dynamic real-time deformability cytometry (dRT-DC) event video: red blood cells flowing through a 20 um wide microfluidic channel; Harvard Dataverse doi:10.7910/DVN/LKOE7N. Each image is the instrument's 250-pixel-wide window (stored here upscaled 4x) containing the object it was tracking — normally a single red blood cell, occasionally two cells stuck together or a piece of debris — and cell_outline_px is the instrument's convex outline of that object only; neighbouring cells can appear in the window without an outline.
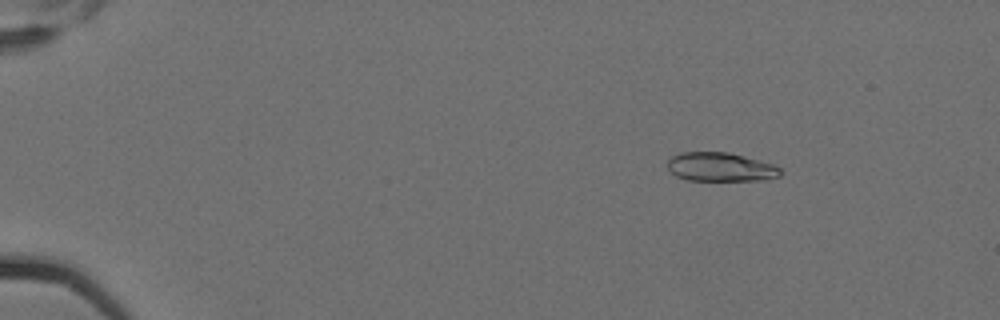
{"species": "Egyptian fruit bat (a non-hibernating species)", "species_latin": "Rousettus aegyptiacus", "temperature_condition": "cold", "stored_images_in_passage": 4, "camera_frame_rate_fps": 3000, "um_per_image_px": 0.085, "animal": {"sex": "female"}, "frame": {"image": 1, "passage_image": 1, "time_ms": 0.0, "image_size_px": [1000, 320], "cell_outline_px": [[780, 176], [760, 180], [688, 180], [676, 176], [668, 168], [668, 160], [672, 156], [680, 152], [728, 152], [744, 156], [772, 164], [780, 168]], "centroid_in_image_um": [61.22, 14.19], "position_along_channel_um": 23.8, "area_um2": 18.79}}
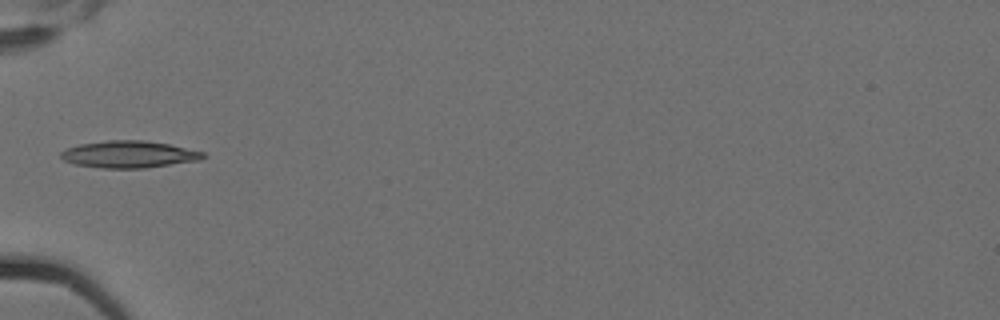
{"frame": {"image": 2, "passage_image": 4, "time_ms": 1.0, "image_size_px": [1000, 320], "cell_outline_px": [[204, 156], [200, 160], [144, 168], [100, 168], [76, 164], [64, 160], [60, 156], [60, 152], [68, 148], [80, 144], [108, 140], [144, 140], [168, 144], [204, 152]], "centroid_in_image_um": [10.94, 13.12], "position_along_channel_um": 74.1, "area_um2": 22.14}}